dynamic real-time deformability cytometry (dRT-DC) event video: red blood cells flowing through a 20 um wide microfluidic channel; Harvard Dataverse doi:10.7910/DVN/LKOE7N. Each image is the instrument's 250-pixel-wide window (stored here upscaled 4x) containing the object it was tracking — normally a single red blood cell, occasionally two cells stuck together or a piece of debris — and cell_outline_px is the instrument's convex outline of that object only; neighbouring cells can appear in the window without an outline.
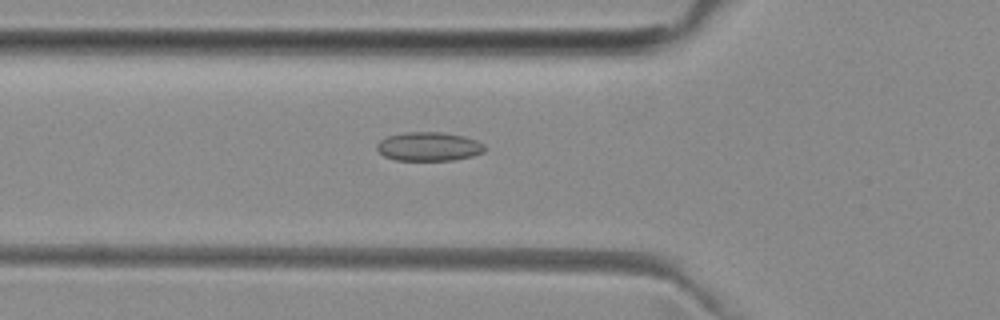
{"species": "common noctule bat (a hibernating species)", "species_latin": "Nyctalus noctula", "temperature_condition": "room temperature", "stored_images_in_passage": 52, "camera_frame_rate_fps": 3000, "um_per_image_px": 0.085, "animal": {"sex": "female", "body_mass_g": 29.2, "forearm_length_mm": 56.3}, "frame": {"image": 1, "passage_image": 18, "time_ms": 5.667, "image_size_px": [1000, 320], "cell_outline_px": [[484, 152], [472, 156], [452, 160], [396, 160], [384, 156], [376, 148], [376, 144], [380, 140], [388, 136], [404, 132], [444, 132], [464, 136], [476, 140], [484, 144]], "centroid_in_image_um": [36.44, 12.45], "position_along_channel_um": 89.4, "area_um2": 18.15}}
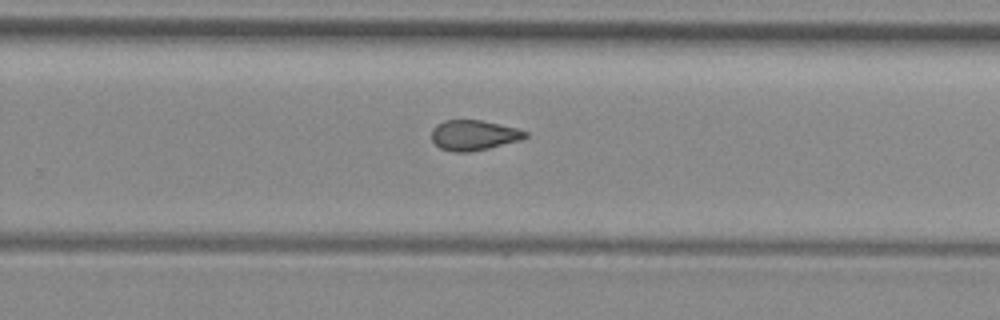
{"frame": {"image": 2, "passage_image": 33, "time_ms": 10.667, "image_size_px": [1000, 320], "cell_outline_px": [[528, 136], [520, 140], [488, 148], [468, 152], [452, 152], [440, 148], [432, 140], [432, 128], [436, 124], [444, 120], [480, 120], [516, 128], [528, 132]], "centroid_in_image_um": [40.24, 11.49], "position_along_channel_um": 289.6, "area_um2": 16.42}}
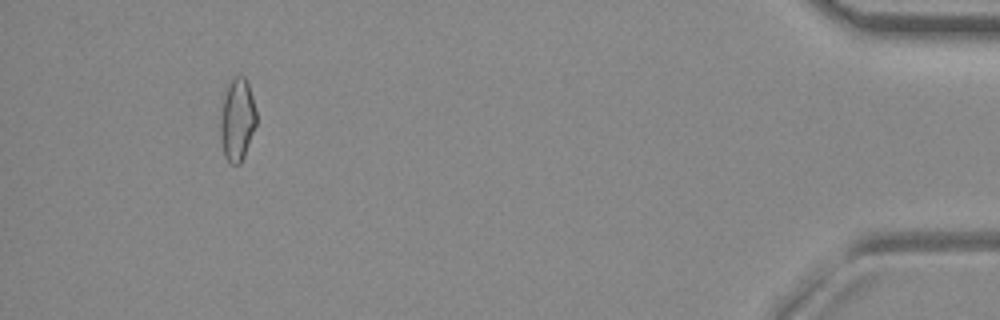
{"frame": {"image": 3, "passage_image": 48, "time_ms": 15.667, "image_size_px": [1000, 320], "cell_outline_px": [[256, 124], [244, 156], [240, 164], [232, 164], [224, 156], [220, 140], [220, 116], [224, 96], [228, 84], [236, 76], [244, 76], [248, 84], [252, 96], [256, 112]], "centroid_in_image_um": [20.15, 10.2], "position_along_channel_um": 415.1, "area_um2": 17.17}, "authors_computed_cell_mechanics": {"area_um2": 17.2244, "velocity_mm_per_s": 3.9953, "shape_relaxation_time_tau1_ms": null, "shape_relaxation_time_tau2_ms": 2.421, "deformation_change_tau1": null, "deformation_change_tau2": 0.0911}}